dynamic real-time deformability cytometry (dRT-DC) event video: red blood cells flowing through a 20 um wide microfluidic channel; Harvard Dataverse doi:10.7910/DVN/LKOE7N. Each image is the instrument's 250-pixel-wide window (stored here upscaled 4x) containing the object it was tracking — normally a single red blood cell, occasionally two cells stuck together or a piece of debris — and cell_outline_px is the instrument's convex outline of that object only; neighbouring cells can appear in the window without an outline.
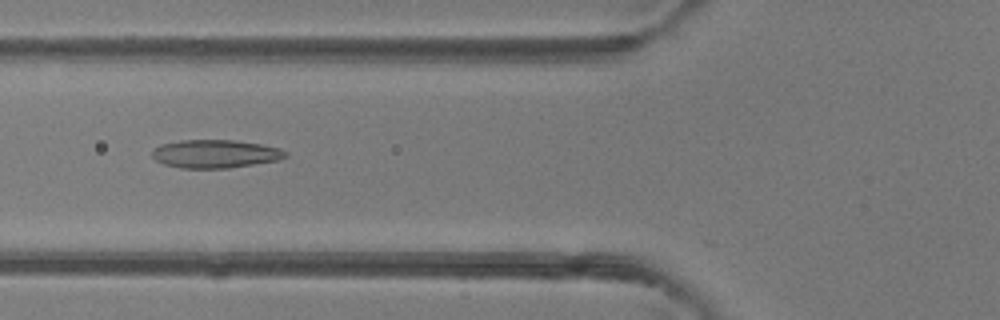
{"species": "common noctule bat (a hibernating species)", "species_latin": "Nyctalus noctula", "temperature_condition": "room temperature", "stored_images_in_passage": 49, "camera_frame_rate_fps": 3000, "um_per_image_px": 0.085, "animal": {"sex": "female"}, "frame": {"image": 1, "passage_image": 19, "time_ms": 6.0, "image_size_px": [1000, 320], "cell_outline_px": [[288, 156], [280, 160], [228, 168], [180, 168], [164, 164], [156, 160], [152, 156], [152, 152], [160, 144], [180, 140], [232, 140], [260, 144], [280, 148], [288, 152]], "centroid_in_image_um": [18.32, 13.08], "position_along_channel_um": 107.5, "area_um2": 21.96}}
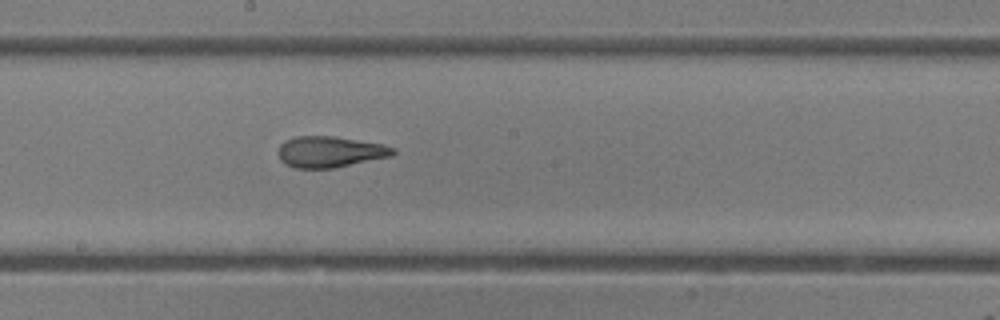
{"frame": {"image": 2, "passage_image": 27, "time_ms": 8.667, "image_size_px": [1000, 320], "cell_outline_px": [[396, 152], [392, 156], [336, 168], [296, 168], [284, 164], [280, 160], [276, 152], [280, 144], [284, 140], [296, 136], [332, 136], [384, 144], [396, 148]], "centroid_in_image_um": [28.03, 12.91], "position_along_channel_um": 220.2, "area_um2": 21.15}}
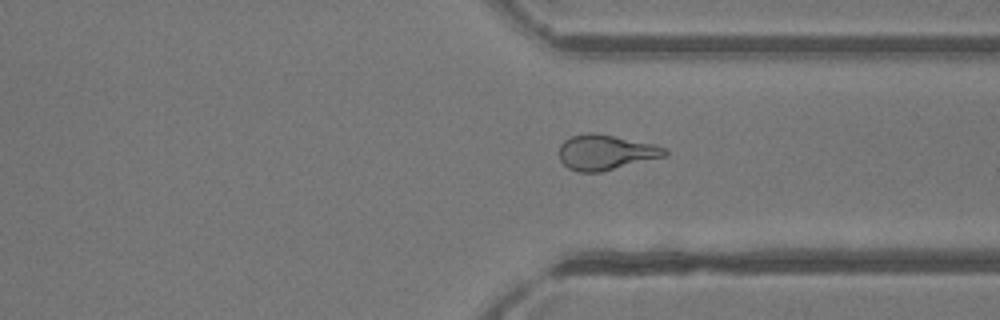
{"frame": {"image": 3, "passage_image": 37, "time_ms": 12.0, "image_size_px": [1000, 320], "cell_outline_px": [[668, 156], [600, 172], [580, 172], [568, 168], [560, 160], [560, 144], [564, 140], [572, 136], [588, 132], [596, 132], [656, 144], [668, 148]], "centroid_in_image_um": [51.54, 12.93], "position_along_channel_um": 359.9, "area_um2": 21.96}, "authors_computed_cell_mechanics": {"area_um2": 22.4264, "velocity_mm_per_s": 4.2079, "shape_relaxation_time_tau1_ms": null, "shape_relaxation_time_tau2_ms": 1.5485, "deformation_change_tau1": null, "deformation_change_tau2": 0.1004}}